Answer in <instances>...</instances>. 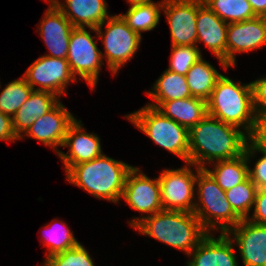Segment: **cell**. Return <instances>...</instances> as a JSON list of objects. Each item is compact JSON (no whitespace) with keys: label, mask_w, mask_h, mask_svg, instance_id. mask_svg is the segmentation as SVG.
Returning <instances> with one entry per match:
<instances>
[{"label":"cell","mask_w":266,"mask_h":266,"mask_svg":"<svg viewBox=\"0 0 266 266\" xmlns=\"http://www.w3.org/2000/svg\"><path fill=\"white\" fill-rule=\"evenodd\" d=\"M251 138L238 127L207 114L189 130L188 165L204 168V163L229 160L244 154Z\"/></svg>","instance_id":"obj_1"},{"label":"cell","mask_w":266,"mask_h":266,"mask_svg":"<svg viewBox=\"0 0 266 266\" xmlns=\"http://www.w3.org/2000/svg\"><path fill=\"white\" fill-rule=\"evenodd\" d=\"M130 225L187 255L208 234L193 212L161 210L153 215L134 218Z\"/></svg>","instance_id":"obj_2"},{"label":"cell","mask_w":266,"mask_h":266,"mask_svg":"<svg viewBox=\"0 0 266 266\" xmlns=\"http://www.w3.org/2000/svg\"><path fill=\"white\" fill-rule=\"evenodd\" d=\"M133 166L102 154L95 159L74 165L67 180L96 198L117 203L122 197L126 178Z\"/></svg>","instance_id":"obj_3"},{"label":"cell","mask_w":266,"mask_h":266,"mask_svg":"<svg viewBox=\"0 0 266 266\" xmlns=\"http://www.w3.org/2000/svg\"><path fill=\"white\" fill-rule=\"evenodd\" d=\"M207 113L226 124L238 128L241 126L252 138L257 127V118L253 107L251 83L236 84L222 75L207 100Z\"/></svg>","instance_id":"obj_4"},{"label":"cell","mask_w":266,"mask_h":266,"mask_svg":"<svg viewBox=\"0 0 266 266\" xmlns=\"http://www.w3.org/2000/svg\"><path fill=\"white\" fill-rule=\"evenodd\" d=\"M196 170V184L201 207L196 203L193 213L207 233H210L212 229L220 228L222 234H226L242 219L233 211L225 191L210 174L204 168L197 166Z\"/></svg>","instance_id":"obj_5"},{"label":"cell","mask_w":266,"mask_h":266,"mask_svg":"<svg viewBox=\"0 0 266 266\" xmlns=\"http://www.w3.org/2000/svg\"><path fill=\"white\" fill-rule=\"evenodd\" d=\"M127 118L157 145L188 163L189 130L187 128L150 105L127 115Z\"/></svg>","instance_id":"obj_6"},{"label":"cell","mask_w":266,"mask_h":266,"mask_svg":"<svg viewBox=\"0 0 266 266\" xmlns=\"http://www.w3.org/2000/svg\"><path fill=\"white\" fill-rule=\"evenodd\" d=\"M107 20L96 29H90L102 39L108 67L115 75L135 55L142 36L131 30L120 14L110 16ZM104 24L107 25L105 34L102 30Z\"/></svg>","instance_id":"obj_7"},{"label":"cell","mask_w":266,"mask_h":266,"mask_svg":"<svg viewBox=\"0 0 266 266\" xmlns=\"http://www.w3.org/2000/svg\"><path fill=\"white\" fill-rule=\"evenodd\" d=\"M105 55L97 48L94 37L84 27H74L69 40L67 61L73 75H80L94 88Z\"/></svg>","instance_id":"obj_8"},{"label":"cell","mask_w":266,"mask_h":266,"mask_svg":"<svg viewBox=\"0 0 266 266\" xmlns=\"http://www.w3.org/2000/svg\"><path fill=\"white\" fill-rule=\"evenodd\" d=\"M196 174L188 165L179 169H165L158 176L163 210L193 212L196 203L194 186Z\"/></svg>","instance_id":"obj_9"},{"label":"cell","mask_w":266,"mask_h":266,"mask_svg":"<svg viewBox=\"0 0 266 266\" xmlns=\"http://www.w3.org/2000/svg\"><path fill=\"white\" fill-rule=\"evenodd\" d=\"M23 77L26 82L34 89L48 91L56 96L65 93L67 84L76 81L70 69L67 59L42 56L28 67ZM40 87L35 89V85Z\"/></svg>","instance_id":"obj_10"},{"label":"cell","mask_w":266,"mask_h":266,"mask_svg":"<svg viewBox=\"0 0 266 266\" xmlns=\"http://www.w3.org/2000/svg\"><path fill=\"white\" fill-rule=\"evenodd\" d=\"M162 11L170 26L172 46L197 43V0H164Z\"/></svg>","instance_id":"obj_11"},{"label":"cell","mask_w":266,"mask_h":266,"mask_svg":"<svg viewBox=\"0 0 266 266\" xmlns=\"http://www.w3.org/2000/svg\"><path fill=\"white\" fill-rule=\"evenodd\" d=\"M122 198L129 206L153 215L163 210L159 179H150L133 167L127 175Z\"/></svg>","instance_id":"obj_12"},{"label":"cell","mask_w":266,"mask_h":266,"mask_svg":"<svg viewBox=\"0 0 266 266\" xmlns=\"http://www.w3.org/2000/svg\"><path fill=\"white\" fill-rule=\"evenodd\" d=\"M228 23L220 19L203 0H197V42L203 41L227 70Z\"/></svg>","instance_id":"obj_13"},{"label":"cell","mask_w":266,"mask_h":266,"mask_svg":"<svg viewBox=\"0 0 266 266\" xmlns=\"http://www.w3.org/2000/svg\"><path fill=\"white\" fill-rule=\"evenodd\" d=\"M266 44V17L228 24L227 65L235 66V54L249 52Z\"/></svg>","instance_id":"obj_14"},{"label":"cell","mask_w":266,"mask_h":266,"mask_svg":"<svg viewBox=\"0 0 266 266\" xmlns=\"http://www.w3.org/2000/svg\"><path fill=\"white\" fill-rule=\"evenodd\" d=\"M75 120L76 118L59 101L23 134L41 141L46 146L53 147L58 154L60 151L56 146L62 147L67 130Z\"/></svg>","instance_id":"obj_15"},{"label":"cell","mask_w":266,"mask_h":266,"mask_svg":"<svg viewBox=\"0 0 266 266\" xmlns=\"http://www.w3.org/2000/svg\"><path fill=\"white\" fill-rule=\"evenodd\" d=\"M226 234L234 235L244 266H266V225L242 219Z\"/></svg>","instance_id":"obj_16"},{"label":"cell","mask_w":266,"mask_h":266,"mask_svg":"<svg viewBox=\"0 0 266 266\" xmlns=\"http://www.w3.org/2000/svg\"><path fill=\"white\" fill-rule=\"evenodd\" d=\"M81 121L75 120L68 128L62 147H69L68 155L59 152L66 172L74 165L91 161L102 155L100 139L95 134L83 132Z\"/></svg>","instance_id":"obj_17"},{"label":"cell","mask_w":266,"mask_h":266,"mask_svg":"<svg viewBox=\"0 0 266 266\" xmlns=\"http://www.w3.org/2000/svg\"><path fill=\"white\" fill-rule=\"evenodd\" d=\"M51 2L44 18L40 23V35L51 54L45 55L55 58H67L70 34L74 26L64 14Z\"/></svg>","instance_id":"obj_18"},{"label":"cell","mask_w":266,"mask_h":266,"mask_svg":"<svg viewBox=\"0 0 266 266\" xmlns=\"http://www.w3.org/2000/svg\"><path fill=\"white\" fill-rule=\"evenodd\" d=\"M229 235L214 238L208 233L189 254L193 257L187 266H237L234 247Z\"/></svg>","instance_id":"obj_19"},{"label":"cell","mask_w":266,"mask_h":266,"mask_svg":"<svg viewBox=\"0 0 266 266\" xmlns=\"http://www.w3.org/2000/svg\"><path fill=\"white\" fill-rule=\"evenodd\" d=\"M50 1L55 4L74 27L96 29L110 17L107 14L105 0H65L67 5L60 3L58 0Z\"/></svg>","instance_id":"obj_20"},{"label":"cell","mask_w":266,"mask_h":266,"mask_svg":"<svg viewBox=\"0 0 266 266\" xmlns=\"http://www.w3.org/2000/svg\"><path fill=\"white\" fill-rule=\"evenodd\" d=\"M59 101L51 92L33 90L27 101L12 117L13 129L17 137L22 139L23 136L20 133H25L38 118L49 112Z\"/></svg>","instance_id":"obj_21"},{"label":"cell","mask_w":266,"mask_h":266,"mask_svg":"<svg viewBox=\"0 0 266 266\" xmlns=\"http://www.w3.org/2000/svg\"><path fill=\"white\" fill-rule=\"evenodd\" d=\"M157 109L188 130L208 114L207 101L198 97L164 101Z\"/></svg>","instance_id":"obj_22"},{"label":"cell","mask_w":266,"mask_h":266,"mask_svg":"<svg viewBox=\"0 0 266 266\" xmlns=\"http://www.w3.org/2000/svg\"><path fill=\"white\" fill-rule=\"evenodd\" d=\"M153 91H148L156 104H148L157 108L162 102L175 99L192 97L184 75L172 72L168 69L160 76L153 87Z\"/></svg>","instance_id":"obj_23"},{"label":"cell","mask_w":266,"mask_h":266,"mask_svg":"<svg viewBox=\"0 0 266 266\" xmlns=\"http://www.w3.org/2000/svg\"><path fill=\"white\" fill-rule=\"evenodd\" d=\"M217 184L227 191L245 181L248 177V160L245 153L239 157L229 160H218L215 162L213 171L204 167Z\"/></svg>","instance_id":"obj_24"},{"label":"cell","mask_w":266,"mask_h":266,"mask_svg":"<svg viewBox=\"0 0 266 266\" xmlns=\"http://www.w3.org/2000/svg\"><path fill=\"white\" fill-rule=\"evenodd\" d=\"M221 76L210 63L200 58L185 75L191 96L207 101Z\"/></svg>","instance_id":"obj_25"},{"label":"cell","mask_w":266,"mask_h":266,"mask_svg":"<svg viewBox=\"0 0 266 266\" xmlns=\"http://www.w3.org/2000/svg\"><path fill=\"white\" fill-rule=\"evenodd\" d=\"M162 3L155 4H137L132 5L126 14H121L122 19L127 23L128 27L141 36V31H151L154 29L160 19V9Z\"/></svg>","instance_id":"obj_26"},{"label":"cell","mask_w":266,"mask_h":266,"mask_svg":"<svg viewBox=\"0 0 266 266\" xmlns=\"http://www.w3.org/2000/svg\"><path fill=\"white\" fill-rule=\"evenodd\" d=\"M203 3L228 24L257 17L248 0H203Z\"/></svg>","instance_id":"obj_27"},{"label":"cell","mask_w":266,"mask_h":266,"mask_svg":"<svg viewBox=\"0 0 266 266\" xmlns=\"http://www.w3.org/2000/svg\"><path fill=\"white\" fill-rule=\"evenodd\" d=\"M33 90L24 77L11 81L0 94V111L3 114L14 116Z\"/></svg>","instance_id":"obj_28"},{"label":"cell","mask_w":266,"mask_h":266,"mask_svg":"<svg viewBox=\"0 0 266 266\" xmlns=\"http://www.w3.org/2000/svg\"><path fill=\"white\" fill-rule=\"evenodd\" d=\"M257 187L248 177L242 183L225 191L226 198L233 211L241 218L247 219L252 206L254 205Z\"/></svg>","instance_id":"obj_29"},{"label":"cell","mask_w":266,"mask_h":266,"mask_svg":"<svg viewBox=\"0 0 266 266\" xmlns=\"http://www.w3.org/2000/svg\"><path fill=\"white\" fill-rule=\"evenodd\" d=\"M57 223L58 222H55V224L53 223L52 227L48 224L46 225L47 227L45 228L47 230L46 231L47 236L46 235L43 236L44 242L42 243H44L49 247L48 248L49 252H47L48 254L47 257L62 253L79 244V242L74 238V235L72 234L70 229L65 227L67 226L65 223L61 222L62 225L60 226V228L58 226L59 224ZM53 228H56V230L59 229L60 231L58 230L59 232H54L55 230Z\"/></svg>","instance_id":"obj_30"},{"label":"cell","mask_w":266,"mask_h":266,"mask_svg":"<svg viewBox=\"0 0 266 266\" xmlns=\"http://www.w3.org/2000/svg\"><path fill=\"white\" fill-rule=\"evenodd\" d=\"M200 58H202V55L196 45L172 46L168 70L185 76L192 65Z\"/></svg>","instance_id":"obj_31"},{"label":"cell","mask_w":266,"mask_h":266,"mask_svg":"<svg viewBox=\"0 0 266 266\" xmlns=\"http://www.w3.org/2000/svg\"><path fill=\"white\" fill-rule=\"evenodd\" d=\"M44 266H94L92 257L79 243L62 253L47 257Z\"/></svg>","instance_id":"obj_32"},{"label":"cell","mask_w":266,"mask_h":266,"mask_svg":"<svg viewBox=\"0 0 266 266\" xmlns=\"http://www.w3.org/2000/svg\"><path fill=\"white\" fill-rule=\"evenodd\" d=\"M250 143V144H249ZM245 148V155L249 161L256 151L261 152L263 156L257 160L254 169L248 170L249 178L257 189L266 188V149L256 144L252 139L249 140Z\"/></svg>","instance_id":"obj_33"},{"label":"cell","mask_w":266,"mask_h":266,"mask_svg":"<svg viewBox=\"0 0 266 266\" xmlns=\"http://www.w3.org/2000/svg\"><path fill=\"white\" fill-rule=\"evenodd\" d=\"M253 107L257 120L266 115V77L251 82Z\"/></svg>","instance_id":"obj_34"},{"label":"cell","mask_w":266,"mask_h":266,"mask_svg":"<svg viewBox=\"0 0 266 266\" xmlns=\"http://www.w3.org/2000/svg\"><path fill=\"white\" fill-rule=\"evenodd\" d=\"M253 207V216L247 219L256 224L266 225V188L257 189Z\"/></svg>","instance_id":"obj_35"},{"label":"cell","mask_w":266,"mask_h":266,"mask_svg":"<svg viewBox=\"0 0 266 266\" xmlns=\"http://www.w3.org/2000/svg\"><path fill=\"white\" fill-rule=\"evenodd\" d=\"M19 139L13 129L12 116L3 114L0 111V140H17Z\"/></svg>","instance_id":"obj_36"},{"label":"cell","mask_w":266,"mask_h":266,"mask_svg":"<svg viewBox=\"0 0 266 266\" xmlns=\"http://www.w3.org/2000/svg\"><path fill=\"white\" fill-rule=\"evenodd\" d=\"M256 144L266 149V115L257 120V127L251 138Z\"/></svg>","instance_id":"obj_37"},{"label":"cell","mask_w":266,"mask_h":266,"mask_svg":"<svg viewBox=\"0 0 266 266\" xmlns=\"http://www.w3.org/2000/svg\"><path fill=\"white\" fill-rule=\"evenodd\" d=\"M257 17H266V0H248Z\"/></svg>","instance_id":"obj_38"},{"label":"cell","mask_w":266,"mask_h":266,"mask_svg":"<svg viewBox=\"0 0 266 266\" xmlns=\"http://www.w3.org/2000/svg\"><path fill=\"white\" fill-rule=\"evenodd\" d=\"M127 2L130 3V6L137 5V4H149V3H153L152 0H128Z\"/></svg>","instance_id":"obj_39"}]
</instances>
